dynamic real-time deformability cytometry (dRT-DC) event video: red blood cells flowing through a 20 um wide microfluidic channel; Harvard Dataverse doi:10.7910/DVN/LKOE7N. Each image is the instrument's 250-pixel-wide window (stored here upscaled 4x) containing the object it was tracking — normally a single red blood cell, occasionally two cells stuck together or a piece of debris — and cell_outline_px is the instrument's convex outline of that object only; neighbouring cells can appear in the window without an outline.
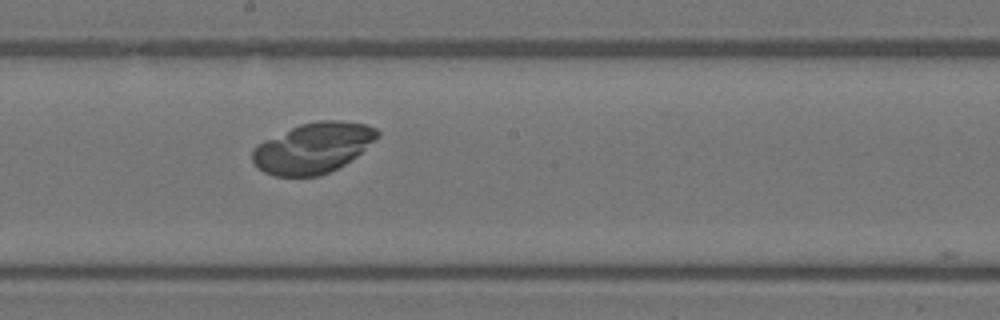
{"species": "Egyptian fruit bat (a non-hibernating species)", "species_latin": "Rousettus aegyptiacus", "temperature_condition": "warm", "stored_images_in_passage": 31, "camera_frame_rate_fps": 3000, "um_per_image_px": 0.085, "animal": {"sex": "female"}, "frame": {"image": 1, "passage_image": 12, "time_ms": 3.667, "image_size_px": [1000, 320], "cell_outline_px": [[380, 136], [356, 156], [344, 164], [328, 172], [316, 176], [276, 176], [264, 172], [256, 168], [252, 160], [252, 148], [256, 144], [264, 140], [300, 124], [320, 120], [340, 120], [364, 124], [376, 128], [380, 132]], "centroid_in_image_um": [26.59, 12.57], "position_along_channel_um": 221.6, "area_um2": 36.65}}
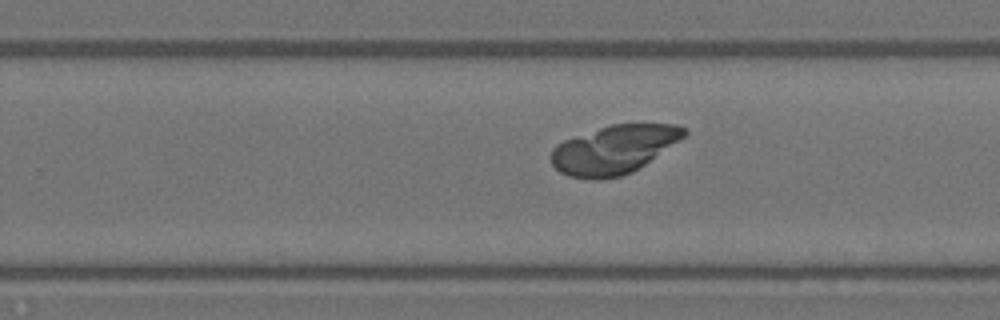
{"frame": {"image": 2, "passage_image": 16, "time_ms": 5.0, "image_size_px": [1000, 320], "cell_outline_px": [[688, 132], [684, 136], [644, 164], [632, 172], [620, 176], [600, 180], [588, 180], [568, 176], [560, 172], [552, 164], [552, 148], [556, 144], [564, 140], [612, 124], [676, 124], [688, 128]], "centroid_in_image_um": [52.16, 12.72], "position_along_channel_um": 277.6, "area_um2": 37.22}}